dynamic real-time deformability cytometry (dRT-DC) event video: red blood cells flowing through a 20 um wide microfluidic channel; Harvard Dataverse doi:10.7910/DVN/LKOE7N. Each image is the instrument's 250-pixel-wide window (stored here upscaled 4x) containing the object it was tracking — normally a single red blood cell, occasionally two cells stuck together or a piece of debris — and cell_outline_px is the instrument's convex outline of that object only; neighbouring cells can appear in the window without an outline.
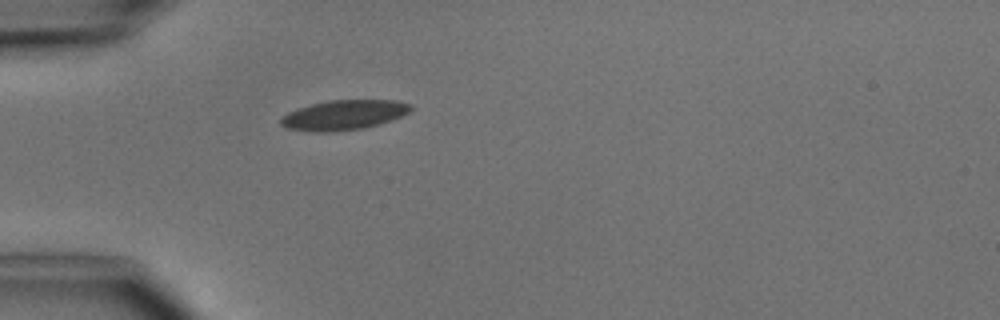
{"species": "common noctule bat (a hibernating species)", "species_latin": "Nyctalus noctula", "temperature_condition": "cold", "stored_images_in_passage": 1, "camera_frame_rate_fps": 3000, "um_per_image_px": 0.085, "animal": {"sex": "male", "body_mass_g": 15.6}, "frame": {"image": 1, "passage_image": 1, "time_ms": 0.0, "image_size_px": [1000, 320], "cell_outline_px": [[412, 108], [408, 112], [400, 116], [380, 124], [364, 128], [332, 132], [312, 132], [288, 128], [280, 124], [280, 120], [288, 112], [312, 104], [328, 100], [396, 100], [412, 104]], "centroid_in_image_um": [29.24, 9.78], "position_along_channel_um": 55.8, "area_um2": 22.48}}